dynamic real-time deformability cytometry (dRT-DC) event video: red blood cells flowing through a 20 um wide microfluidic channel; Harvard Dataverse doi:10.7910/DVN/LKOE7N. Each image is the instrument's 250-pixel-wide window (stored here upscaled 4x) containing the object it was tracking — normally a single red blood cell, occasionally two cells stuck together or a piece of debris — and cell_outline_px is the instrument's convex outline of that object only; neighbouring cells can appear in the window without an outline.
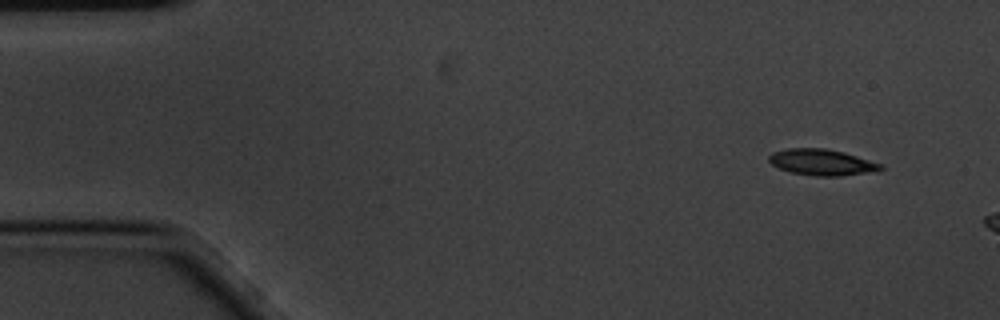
{"species": "common noctule bat (a hibernating species)", "species_latin": "Nyctalus noctula", "temperature_condition": "cold", "stored_images_in_passage": 3, "camera_frame_rate_fps": 3000, "um_per_image_px": 0.085, "animal": {"sex": "male", "body_mass_g": 20.1, "forearm_length_mm": 53.5}, "frame": {"image": 1, "passage_image": 1, "time_ms": 0.0, "image_size_px": [1000, 320], "cell_outline_px": [[884, 168], [864, 172], [840, 176], [816, 176], [788, 172], [772, 164], [768, 160], [768, 156], [772, 152], [788, 148], [824, 148], [844, 152], [880, 164]], "centroid_in_image_um": [69.76, 13.78], "position_along_channel_um": 15.2, "area_um2": 16.7}}